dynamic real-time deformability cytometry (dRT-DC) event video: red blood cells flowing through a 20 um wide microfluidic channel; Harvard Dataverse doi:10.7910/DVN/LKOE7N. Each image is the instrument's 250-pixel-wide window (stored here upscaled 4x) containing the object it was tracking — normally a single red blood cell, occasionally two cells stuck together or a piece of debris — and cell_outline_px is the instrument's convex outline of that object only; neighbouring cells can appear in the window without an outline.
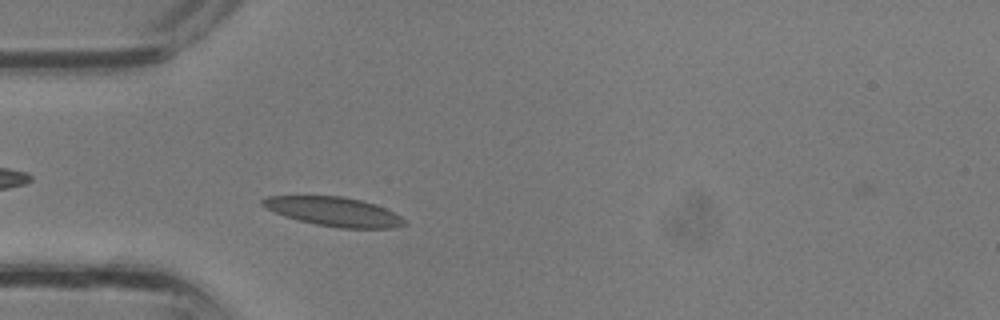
{"species": "common noctule bat (a hibernating species)", "species_latin": "Nyctalus noctula", "temperature_condition": "room temperature", "stored_images_in_passage": 4, "camera_frame_rate_fps": 3000, "um_per_image_px": 0.085, "animal": {"sex": "male", "body_mass_g": 13.3}, "frame": {"image": 1, "passage_image": 3, "time_ms": 0.667, "image_size_px": [1000, 320], "cell_outline_px": [[408, 224], [392, 228], [340, 228], [316, 224], [284, 216], [260, 204], [260, 200], [268, 196], [340, 196], [360, 200], [376, 204], [408, 220]], "centroid_in_image_um": [28.42, 17.99], "position_along_channel_um": 56.6, "area_um2": 23.87}}